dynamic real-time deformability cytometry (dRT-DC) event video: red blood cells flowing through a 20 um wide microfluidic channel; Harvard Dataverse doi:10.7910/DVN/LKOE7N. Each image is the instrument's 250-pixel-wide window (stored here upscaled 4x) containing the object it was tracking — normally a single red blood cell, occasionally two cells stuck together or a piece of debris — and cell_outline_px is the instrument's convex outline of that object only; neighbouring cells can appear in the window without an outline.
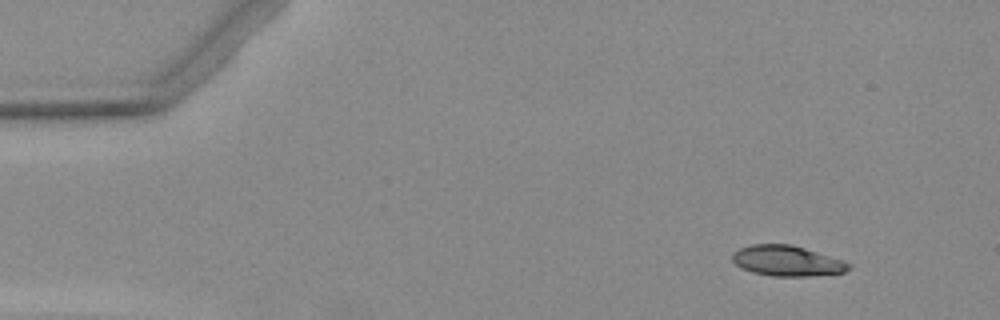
{"species": "Egyptian fruit bat (a non-hibernating species)", "species_latin": "Rousettus aegyptiacus", "temperature_condition": "warm", "stored_images_in_passage": 3, "camera_frame_rate_fps": 3000, "um_per_image_px": 0.085, "animal": {"sex": "female"}, "frame": {"image": 1, "passage_image": 1, "time_ms": 0.0, "image_size_px": [1000, 320], "cell_outline_px": [[852, 268], [844, 272], [808, 276], [772, 276], [752, 272], [740, 268], [732, 260], [732, 252], [740, 248], [752, 244], [792, 244], [844, 260], [852, 264]], "centroid_in_image_um": [66.9, 22.17], "position_along_channel_um": 18.1, "area_um2": 20.81}}